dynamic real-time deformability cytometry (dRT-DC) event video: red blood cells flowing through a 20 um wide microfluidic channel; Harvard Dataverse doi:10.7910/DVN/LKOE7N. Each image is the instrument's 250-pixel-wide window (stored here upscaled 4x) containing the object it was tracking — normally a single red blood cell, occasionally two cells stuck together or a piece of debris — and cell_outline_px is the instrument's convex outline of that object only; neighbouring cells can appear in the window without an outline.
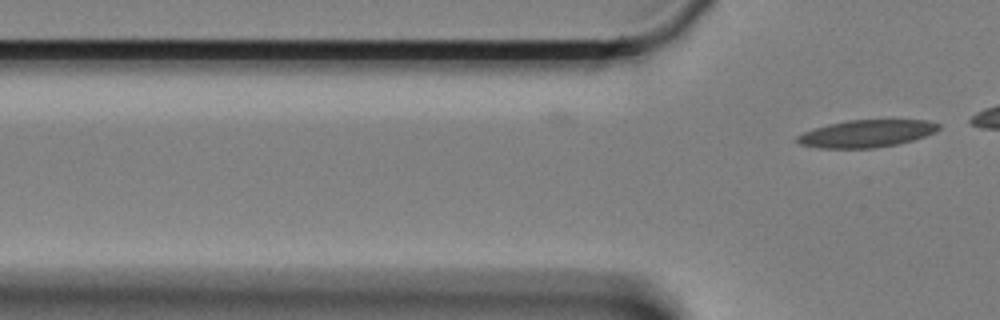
{"species": "Egyptian fruit bat (a non-hibernating species)", "species_latin": "Rousettus aegyptiacus", "temperature_condition": "cold", "stored_images_in_passage": 11, "camera_frame_rate_fps": 3000, "um_per_image_px": 0.085, "animal": {"sex": "female"}, "frame": {"image": 1, "passage_image": 11, "time_ms": 3.333, "image_size_px": [1000, 320], "cell_outline_px": [[940, 128], [936, 132], [912, 140], [896, 144], [872, 148], [820, 148], [800, 144], [796, 140], [796, 136], [804, 132], [828, 124], [844, 120], [928, 120], [940, 124]], "centroid_in_image_um": [73.66, 11.34], "position_along_channel_um": 52.1, "area_um2": 22.43}}